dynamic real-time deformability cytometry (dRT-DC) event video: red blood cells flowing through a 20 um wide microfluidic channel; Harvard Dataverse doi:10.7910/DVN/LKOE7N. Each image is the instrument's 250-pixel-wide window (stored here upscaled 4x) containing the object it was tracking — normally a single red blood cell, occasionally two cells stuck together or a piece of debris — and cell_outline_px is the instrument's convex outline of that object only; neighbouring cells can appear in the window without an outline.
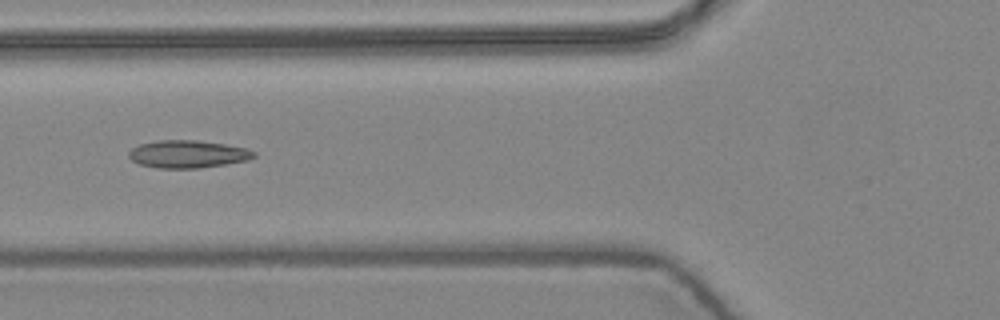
{"species": "common noctule bat (a hibernating species)", "species_latin": "Nyctalus noctula", "temperature_condition": "warm", "stored_images_in_passage": 5, "camera_frame_rate_fps": 3000, "um_per_image_px": 0.085, "animal": {"sex": "female", "body_mass_g": 24.6, "forearm_length_mm": 56.2}, "frame": {"image": 1, "passage_image": 5, "time_ms": 1.333, "image_size_px": [1000, 320], "cell_outline_px": [[256, 156], [248, 160], [200, 168], [156, 168], [140, 164], [132, 160], [128, 156], [128, 152], [132, 148], [140, 144], [160, 140], [196, 140], [224, 144], [248, 148], [256, 152]], "centroid_in_image_um": [15.97, 13.1], "position_along_channel_um": 109.8, "area_um2": 20.11}}